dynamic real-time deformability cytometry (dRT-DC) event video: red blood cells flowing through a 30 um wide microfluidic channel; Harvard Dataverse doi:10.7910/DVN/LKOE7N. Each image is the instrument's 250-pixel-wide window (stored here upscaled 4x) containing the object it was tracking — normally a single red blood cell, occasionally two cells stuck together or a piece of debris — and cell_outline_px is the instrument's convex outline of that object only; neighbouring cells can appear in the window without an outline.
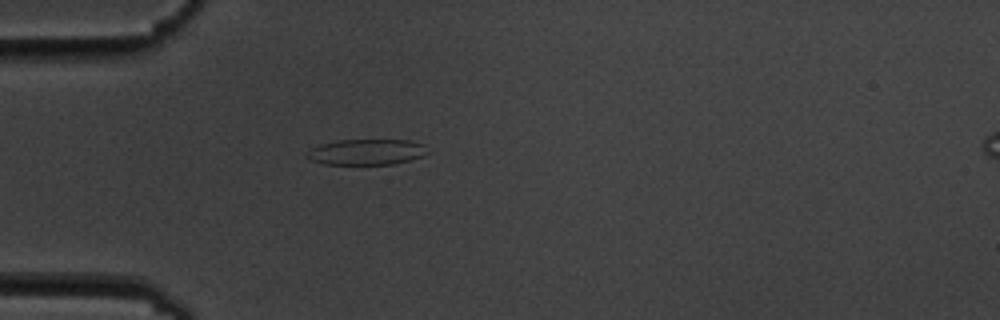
{"species": "common noctule bat (a hibernating species)", "species_latin": "Nyctalus noctula", "temperature_condition": "cold", "stored_images_in_passage": 5, "camera_frame_rate_fps": 3000, "um_per_image_px": 0.085, "animal": {"sex": "male", "body_mass_g": 19.5, "forearm_length_mm": 54.6}, "frame": {"image": 1, "passage_image": 5, "time_ms": 5.0, "image_size_px": [1000, 320], "cell_outline_px": [[432, 152], [424, 156], [392, 164], [324, 164], [312, 160], [304, 156], [304, 152], [320, 144], [336, 140], [408, 140], [424, 144]], "centroid_in_image_um": [31.17, 12.91], "position_along_channel_um": 53.8, "area_um2": 18.32}}